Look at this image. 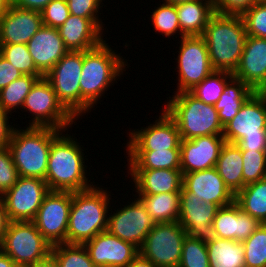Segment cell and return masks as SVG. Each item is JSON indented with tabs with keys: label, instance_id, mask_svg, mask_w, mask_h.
Returning a JSON list of instances; mask_svg holds the SVG:
<instances>
[{
	"label": "cell",
	"instance_id": "39",
	"mask_svg": "<svg viewBox=\"0 0 266 267\" xmlns=\"http://www.w3.org/2000/svg\"><path fill=\"white\" fill-rule=\"evenodd\" d=\"M159 5L149 17L153 22L152 25L155 32H159L161 35L164 34L163 36L167 38L177 33L181 35V38L184 37L179 27L176 5L165 2Z\"/></svg>",
	"mask_w": 266,
	"mask_h": 267
},
{
	"label": "cell",
	"instance_id": "20",
	"mask_svg": "<svg viewBox=\"0 0 266 267\" xmlns=\"http://www.w3.org/2000/svg\"><path fill=\"white\" fill-rule=\"evenodd\" d=\"M233 77L247 84L255 92L266 88V39L247 36L240 62Z\"/></svg>",
	"mask_w": 266,
	"mask_h": 267
},
{
	"label": "cell",
	"instance_id": "18",
	"mask_svg": "<svg viewBox=\"0 0 266 267\" xmlns=\"http://www.w3.org/2000/svg\"><path fill=\"white\" fill-rule=\"evenodd\" d=\"M96 267H127L139 254V248L107 231L83 244Z\"/></svg>",
	"mask_w": 266,
	"mask_h": 267
},
{
	"label": "cell",
	"instance_id": "9",
	"mask_svg": "<svg viewBox=\"0 0 266 267\" xmlns=\"http://www.w3.org/2000/svg\"><path fill=\"white\" fill-rule=\"evenodd\" d=\"M187 233L178 221L156 223L139 253L156 267H178Z\"/></svg>",
	"mask_w": 266,
	"mask_h": 267
},
{
	"label": "cell",
	"instance_id": "50",
	"mask_svg": "<svg viewBox=\"0 0 266 267\" xmlns=\"http://www.w3.org/2000/svg\"><path fill=\"white\" fill-rule=\"evenodd\" d=\"M51 0H10V5L41 12Z\"/></svg>",
	"mask_w": 266,
	"mask_h": 267
},
{
	"label": "cell",
	"instance_id": "47",
	"mask_svg": "<svg viewBox=\"0 0 266 267\" xmlns=\"http://www.w3.org/2000/svg\"><path fill=\"white\" fill-rule=\"evenodd\" d=\"M23 74L0 55V90Z\"/></svg>",
	"mask_w": 266,
	"mask_h": 267
},
{
	"label": "cell",
	"instance_id": "12",
	"mask_svg": "<svg viewBox=\"0 0 266 267\" xmlns=\"http://www.w3.org/2000/svg\"><path fill=\"white\" fill-rule=\"evenodd\" d=\"M72 192L49 191L33 220L42 236L52 245L66 243Z\"/></svg>",
	"mask_w": 266,
	"mask_h": 267
},
{
	"label": "cell",
	"instance_id": "4",
	"mask_svg": "<svg viewBox=\"0 0 266 267\" xmlns=\"http://www.w3.org/2000/svg\"><path fill=\"white\" fill-rule=\"evenodd\" d=\"M108 192L95 184L87 190L72 192L66 243L84 244L106 231L111 209Z\"/></svg>",
	"mask_w": 266,
	"mask_h": 267
},
{
	"label": "cell",
	"instance_id": "14",
	"mask_svg": "<svg viewBox=\"0 0 266 267\" xmlns=\"http://www.w3.org/2000/svg\"><path fill=\"white\" fill-rule=\"evenodd\" d=\"M220 207L217 204L206 203L198 199L184 186L180 191V211L178 222L192 238L209 243L217 239L213 220Z\"/></svg>",
	"mask_w": 266,
	"mask_h": 267
},
{
	"label": "cell",
	"instance_id": "13",
	"mask_svg": "<svg viewBox=\"0 0 266 267\" xmlns=\"http://www.w3.org/2000/svg\"><path fill=\"white\" fill-rule=\"evenodd\" d=\"M45 180L18 177L17 182L1 196L10 221H33L45 195L49 192Z\"/></svg>",
	"mask_w": 266,
	"mask_h": 267
},
{
	"label": "cell",
	"instance_id": "8",
	"mask_svg": "<svg viewBox=\"0 0 266 267\" xmlns=\"http://www.w3.org/2000/svg\"><path fill=\"white\" fill-rule=\"evenodd\" d=\"M23 110L26 112L28 110L33 116L28 126L52 127L66 131L76 122V119L59 102L52 85L45 77L39 78L32 86L25 98Z\"/></svg>",
	"mask_w": 266,
	"mask_h": 267
},
{
	"label": "cell",
	"instance_id": "38",
	"mask_svg": "<svg viewBox=\"0 0 266 267\" xmlns=\"http://www.w3.org/2000/svg\"><path fill=\"white\" fill-rule=\"evenodd\" d=\"M0 55L23 75L43 76L36 68L27 44L0 45Z\"/></svg>",
	"mask_w": 266,
	"mask_h": 267
},
{
	"label": "cell",
	"instance_id": "16",
	"mask_svg": "<svg viewBox=\"0 0 266 267\" xmlns=\"http://www.w3.org/2000/svg\"><path fill=\"white\" fill-rule=\"evenodd\" d=\"M266 135V93L254 92L223 129L225 142L235 144L246 136Z\"/></svg>",
	"mask_w": 266,
	"mask_h": 267
},
{
	"label": "cell",
	"instance_id": "52",
	"mask_svg": "<svg viewBox=\"0 0 266 267\" xmlns=\"http://www.w3.org/2000/svg\"><path fill=\"white\" fill-rule=\"evenodd\" d=\"M127 267H156V266L150 260H148L139 253Z\"/></svg>",
	"mask_w": 266,
	"mask_h": 267
},
{
	"label": "cell",
	"instance_id": "57",
	"mask_svg": "<svg viewBox=\"0 0 266 267\" xmlns=\"http://www.w3.org/2000/svg\"><path fill=\"white\" fill-rule=\"evenodd\" d=\"M255 4H266V0H255Z\"/></svg>",
	"mask_w": 266,
	"mask_h": 267
},
{
	"label": "cell",
	"instance_id": "34",
	"mask_svg": "<svg viewBox=\"0 0 266 267\" xmlns=\"http://www.w3.org/2000/svg\"><path fill=\"white\" fill-rule=\"evenodd\" d=\"M42 77L44 76L22 75L20 78L1 89L0 108L10 113V116H12L11 114L13 112H17L15 111L16 108L18 110L22 108L25 98L29 94L32 86Z\"/></svg>",
	"mask_w": 266,
	"mask_h": 267
},
{
	"label": "cell",
	"instance_id": "22",
	"mask_svg": "<svg viewBox=\"0 0 266 267\" xmlns=\"http://www.w3.org/2000/svg\"><path fill=\"white\" fill-rule=\"evenodd\" d=\"M183 186L206 203L225 207L234 202L235 195L225 185L215 167L183 174Z\"/></svg>",
	"mask_w": 266,
	"mask_h": 267
},
{
	"label": "cell",
	"instance_id": "28",
	"mask_svg": "<svg viewBox=\"0 0 266 267\" xmlns=\"http://www.w3.org/2000/svg\"><path fill=\"white\" fill-rule=\"evenodd\" d=\"M215 168L234 195L243 189V158L241 149L236 144L225 142Z\"/></svg>",
	"mask_w": 266,
	"mask_h": 267
},
{
	"label": "cell",
	"instance_id": "30",
	"mask_svg": "<svg viewBox=\"0 0 266 267\" xmlns=\"http://www.w3.org/2000/svg\"><path fill=\"white\" fill-rule=\"evenodd\" d=\"M128 169H180V149L126 151Z\"/></svg>",
	"mask_w": 266,
	"mask_h": 267
},
{
	"label": "cell",
	"instance_id": "3",
	"mask_svg": "<svg viewBox=\"0 0 266 267\" xmlns=\"http://www.w3.org/2000/svg\"><path fill=\"white\" fill-rule=\"evenodd\" d=\"M202 37L208 47L213 70L233 74L240 62L247 37L242 16L215 13Z\"/></svg>",
	"mask_w": 266,
	"mask_h": 267
},
{
	"label": "cell",
	"instance_id": "2",
	"mask_svg": "<svg viewBox=\"0 0 266 267\" xmlns=\"http://www.w3.org/2000/svg\"><path fill=\"white\" fill-rule=\"evenodd\" d=\"M62 131L51 144L45 182L51 191L77 192L93 187L86 177L87 166L77 139ZM86 171V172H85ZM92 184V185H91Z\"/></svg>",
	"mask_w": 266,
	"mask_h": 267
},
{
	"label": "cell",
	"instance_id": "21",
	"mask_svg": "<svg viewBox=\"0 0 266 267\" xmlns=\"http://www.w3.org/2000/svg\"><path fill=\"white\" fill-rule=\"evenodd\" d=\"M42 26L41 12L10 5L0 18V45L27 44Z\"/></svg>",
	"mask_w": 266,
	"mask_h": 267
},
{
	"label": "cell",
	"instance_id": "36",
	"mask_svg": "<svg viewBox=\"0 0 266 267\" xmlns=\"http://www.w3.org/2000/svg\"><path fill=\"white\" fill-rule=\"evenodd\" d=\"M51 255L59 267H96L83 244H57L52 246Z\"/></svg>",
	"mask_w": 266,
	"mask_h": 267
},
{
	"label": "cell",
	"instance_id": "37",
	"mask_svg": "<svg viewBox=\"0 0 266 267\" xmlns=\"http://www.w3.org/2000/svg\"><path fill=\"white\" fill-rule=\"evenodd\" d=\"M242 244L245 267H266V223H262Z\"/></svg>",
	"mask_w": 266,
	"mask_h": 267
},
{
	"label": "cell",
	"instance_id": "31",
	"mask_svg": "<svg viewBox=\"0 0 266 267\" xmlns=\"http://www.w3.org/2000/svg\"><path fill=\"white\" fill-rule=\"evenodd\" d=\"M146 211L156 223L178 221L180 211V192L160 194H138Z\"/></svg>",
	"mask_w": 266,
	"mask_h": 267
},
{
	"label": "cell",
	"instance_id": "42",
	"mask_svg": "<svg viewBox=\"0 0 266 267\" xmlns=\"http://www.w3.org/2000/svg\"><path fill=\"white\" fill-rule=\"evenodd\" d=\"M242 18L247 36L266 39V4H254L242 15Z\"/></svg>",
	"mask_w": 266,
	"mask_h": 267
},
{
	"label": "cell",
	"instance_id": "49",
	"mask_svg": "<svg viewBox=\"0 0 266 267\" xmlns=\"http://www.w3.org/2000/svg\"><path fill=\"white\" fill-rule=\"evenodd\" d=\"M235 144L241 150L266 151V135L246 136Z\"/></svg>",
	"mask_w": 266,
	"mask_h": 267
},
{
	"label": "cell",
	"instance_id": "55",
	"mask_svg": "<svg viewBox=\"0 0 266 267\" xmlns=\"http://www.w3.org/2000/svg\"><path fill=\"white\" fill-rule=\"evenodd\" d=\"M10 0H0V18L7 12Z\"/></svg>",
	"mask_w": 266,
	"mask_h": 267
},
{
	"label": "cell",
	"instance_id": "56",
	"mask_svg": "<svg viewBox=\"0 0 266 267\" xmlns=\"http://www.w3.org/2000/svg\"><path fill=\"white\" fill-rule=\"evenodd\" d=\"M165 3H169V4H179L182 2H188V1H192V0H163Z\"/></svg>",
	"mask_w": 266,
	"mask_h": 267
},
{
	"label": "cell",
	"instance_id": "23",
	"mask_svg": "<svg viewBox=\"0 0 266 267\" xmlns=\"http://www.w3.org/2000/svg\"><path fill=\"white\" fill-rule=\"evenodd\" d=\"M103 26L102 19L70 14L58 30L68 51H86L98 46L104 40Z\"/></svg>",
	"mask_w": 266,
	"mask_h": 267
},
{
	"label": "cell",
	"instance_id": "53",
	"mask_svg": "<svg viewBox=\"0 0 266 267\" xmlns=\"http://www.w3.org/2000/svg\"><path fill=\"white\" fill-rule=\"evenodd\" d=\"M27 267H59L57 260L50 254L43 260L36 262L35 264Z\"/></svg>",
	"mask_w": 266,
	"mask_h": 267
},
{
	"label": "cell",
	"instance_id": "17",
	"mask_svg": "<svg viewBox=\"0 0 266 267\" xmlns=\"http://www.w3.org/2000/svg\"><path fill=\"white\" fill-rule=\"evenodd\" d=\"M129 132L126 151H156L165 149H180L179 129L174 120L163 108L159 118L141 130Z\"/></svg>",
	"mask_w": 266,
	"mask_h": 267
},
{
	"label": "cell",
	"instance_id": "25",
	"mask_svg": "<svg viewBox=\"0 0 266 267\" xmlns=\"http://www.w3.org/2000/svg\"><path fill=\"white\" fill-rule=\"evenodd\" d=\"M262 223L233 202L220 207L213 220L217 237L244 242Z\"/></svg>",
	"mask_w": 266,
	"mask_h": 267
},
{
	"label": "cell",
	"instance_id": "51",
	"mask_svg": "<svg viewBox=\"0 0 266 267\" xmlns=\"http://www.w3.org/2000/svg\"><path fill=\"white\" fill-rule=\"evenodd\" d=\"M9 222L10 220L7 215L5 203L3 199L0 197V246L2 243L4 233L6 232L7 227L9 225Z\"/></svg>",
	"mask_w": 266,
	"mask_h": 267
},
{
	"label": "cell",
	"instance_id": "7",
	"mask_svg": "<svg viewBox=\"0 0 266 267\" xmlns=\"http://www.w3.org/2000/svg\"><path fill=\"white\" fill-rule=\"evenodd\" d=\"M0 249L18 267H27L48 257L52 245L42 236L33 221H10Z\"/></svg>",
	"mask_w": 266,
	"mask_h": 267
},
{
	"label": "cell",
	"instance_id": "41",
	"mask_svg": "<svg viewBox=\"0 0 266 267\" xmlns=\"http://www.w3.org/2000/svg\"><path fill=\"white\" fill-rule=\"evenodd\" d=\"M209 263L206 243L187 235L178 267H210Z\"/></svg>",
	"mask_w": 266,
	"mask_h": 267
},
{
	"label": "cell",
	"instance_id": "43",
	"mask_svg": "<svg viewBox=\"0 0 266 267\" xmlns=\"http://www.w3.org/2000/svg\"><path fill=\"white\" fill-rule=\"evenodd\" d=\"M70 15L66 0H51L41 11L43 25L59 28Z\"/></svg>",
	"mask_w": 266,
	"mask_h": 267
},
{
	"label": "cell",
	"instance_id": "11",
	"mask_svg": "<svg viewBox=\"0 0 266 267\" xmlns=\"http://www.w3.org/2000/svg\"><path fill=\"white\" fill-rule=\"evenodd\" d=\"M180 39V51L176 58V93L189 92L214 71L209 60L208 47L202 36H184Z\"/></svg>",
	"mask_w": 266,
	"mask_h": 267
},
{
	"label": "cell",
	"instance_id": "5",
	"mask_svg": "<svg viewBox=\"0 0 266 267\" xmlns=\"http://www.w3.org/2000/svg\"><path fill=\"white\" fill-rule=\"evenodd\" d=\"M62 131L52 127L15 128L8 148L20 177L45 180L52 141Z\"/></svg>",
	"mask_w": 266,
	"mask_h": 267
},
{
	"label": "cell",
	"instance_id": "48",
	"mask_svg": "<svg viewBox=\"0 0 266 267\" xmlns=\"http://www.w3.org/2000/svg\"><path fill=\"white\" fill-rule=\"evenodd\" d=\"M10 113L0 108V149L8 148L16 127L9 123Z\"/></svg>",
	"mask_w": 266,
	"mask_h": 267
},
{
	"label": "cell",
	"instance_id": "40",
	"mask_svg": "<svg viewBox=\"0 0 266 267\" xmlns=\"http://www.w3.org/2000/svg\"><path fill=\"white\" fill-rule=\"evenodd\" d=\"M243 187L266 177V151L241 150Z\"/></svg>",
	"mask_w": 266,
	"mask_h": 267
},
{
	"label": "cell",
	"instance_id": "27",
	"mask_svg": "<svg viewBox=\"0 0 266 267\" xmlns=\"http://www.w3.org/2000/svg\"><path fill=\"white\" fill-rule=\"evenodd\" d=\"M179 27L184 36H202L215 14L214 0H192L176 4Z\"/></svg>",
	"mask_w": 266,
	"mask_h": 267
},
{
	"label": "cell",
	"instance_id": "45",
	"mask_svg": "<svg viewBox=\"0 0 266 267\" xmlns=\"http://www.w3.org/2000/svg\"><path fill=\"white\" fill-rule=\"evenodd\" d=\"M103 0H66L71 15L84 18H99Z\"/></svg>",
	"mask_w": 266,
	"mask_h": 267
},
{
	"label": "cell",
	"instance_id": "6",
	"mask_svg": "<svg viewBox=\"0 0 266 267\" xmlns=\"http://www.w3.org/2000/svg\"><path fill=\"white\" fill-rule=\"evenodd\" d=\"M164 108L178 126L181 139L223 135L224 127L214 105L198 100L190 92H174Z\"/></svg>",
	"mask_w": 266,
	"mask_h": 267
},
{
	"label": "cell",
	"instance_id": "10",
	"mask_svg": "<svg viewBox=\"0 0 266 267\" xmlns=\"http://www.w3.org/2000/svg\"><path fill=\"white\" fill-rule=\"evenodd\" d=\"M83 51H68L44 76L59 102L76 119L80 118V79Z\"/></svg>",
	"mask_w": 266,
	"mask_h": 267
},
{
	"label": "cell",
	"instance_id": "54",
	"mask_svg": "<svg viewBox=\"0 0 266 267\" xmlns=\"http://www.w3.org/2000/svg\"><path fill=\"white\" fill-rule=\"evenodd\" d=\"M0 267H18L15 262L0 249Z\"/></svg>",
	"mask_w": 266,
	"mask_h": 267
},
{
	"label": "cell",
	"instance_id": "24",
	"mask_svg": "<svg viewBox=\"0 0 266 267\" xmlns=\"http://www.w3.org/2000/svg\"><path fill=\"white\" fill-rule=\"evenodd\" d=\"M37 70L45 76L68 52L58 28L43 25L27 43Z\"/></svg>",
	"mask_w": 266,
	"mask_h": 267
},
{
	"label": "cell",
	"instance_id": "29",
	"mask_svg": "<svg viewBox=\"0 0 266 267\" xmlns=\"http://www.w3.org/2000/svg\"><path fill=\"white\" fill-rule=\"evenodd\" d=\"M254 92L247 84L235 77L226 84L225 91L214 104L223 127L233 119Z\"/></svg>",
	"mask_w": 266,
	"mask_h": 267
},
{
	"label": "cell",
	"instance_id": "26",
	"mask_svg": "<svg viewBox=\"0 0 266 267\" xmlns=\"http://www.w3.org/2000/svg\"><path fill=\"white\" fill-rule=\"evenodd\" d=\"M136 194L180 192L183 187L181 169H128Z\"/></svg>",
	"mask_w": 266,
	"mask_h": 267
},
{
	"label": "cell",
	"instance_id": "15",
	"mask_svg": "<svg viewBox=\"0 0 266 267\" xmlns=\"http://www.w3.org/2000/svg\"><path fill=\"white\" fill-rule=\"evenodd\" d=\"M134 200L108 215L106 231L140 248L156 222L146 211L144 203L138 197Z\"/></svg>",
	"mask_w": 266,
	"mask_h": 267
},
{
	"label": "cell",
	"instance_id": "44",
	"mask_svg": "<svg viewBox=\"0 0 266 267\" xmlns=\"http://www.w3.org/2000/svg\"><path fill=\"white\" fill-rule=\"evenodd\" d=\"M18 177L10 149H0V197L17 182Z\"/></svg>",
	"mask_w": 266,
	"mask_h": 267
},
{
	"label": "cell",
	"instance_id": "32",
	"mask_svg": "<svg viewBox=\"0 0 266 267\" xmlns=\"http://www.w3.org/2000/svg\"><path fill=\"white\" fill-rule=\"evenodd\" d=\"M206 247L210 267H245L242 242L217 238Z\"/></svg>",
	"mask_w": 266,
	"mask_h": 267
},
{
	"label": "cell",
	"instance_id": "46",
	"mask_svg": "<svg viewBox=\"0 0 266 267\" xmlns=\"http://www.w3.org/2000/svg\"><path fill=\"white\" fill-rule=\"evenodd\" d=\"M255 4V0H214L215 13L242 16Z\"/></svg>",
	"mask_w": 266,
	"mask_h": 267
},
{
	"label": "cell",
	"instance_id": "33",
	"mask_svg": "<svg viewBox=\"0 0 266 267\" xmlns=\"http://www.w3.org/2000/svg\"><path fill=\"white\" fill-rule=\"evenodd\" d=\"M234 202L245 213L266 223V177L244 186L235 194Z\"/></svg>",
	"mask_w": 266,
	"mask_h": 267
},
{
	"label": "cell",
	"instance_id": "19",
	"mask_svg": "<svg viewBox=\"0 0 266 267\" xmlns=\"http://www.w3.org/2000/svg\"><path fill=\"white\" fill-rule=\"evenodd\" d=\"M225 139L222 135H207L180 141V169L183 174L216 166Z\"/></svg>",
	"mask_w": 266,
	"mask_h": 267
},
{
	"label": "cell",
	"instance_id": "1",
	"mask_svg": "<svg viewBox=\"0 0 266 267\" xmlns=\"http://www.w3.org/2000/svg\"><path fill=\"white\" fill-rule=\"evenodd\" d=\"M103 40L98 46L83 51L80 79V116L91 111L109 86L124 73L128 62Z\"/></svg>",
	"mask_w": 266,
	"mask_h": 267
},
{
	"label": "cell",
	"instance_id": "35",
	"mask_svg": "<svg viewBox=\"0 0 266 267\" xmlns=\"http://www.w3.org/2000/svg\"><path fill=\"white\" fill-rule=\"evenodd\" d=\"M232 78L233 74L230 72L213 71L189 92L198 100L203 101L206 104L214 105L225 91L226 84Z\"/></svg>",
	"mask_w": 266,
	"mask_h": 267
}]
</instances>
